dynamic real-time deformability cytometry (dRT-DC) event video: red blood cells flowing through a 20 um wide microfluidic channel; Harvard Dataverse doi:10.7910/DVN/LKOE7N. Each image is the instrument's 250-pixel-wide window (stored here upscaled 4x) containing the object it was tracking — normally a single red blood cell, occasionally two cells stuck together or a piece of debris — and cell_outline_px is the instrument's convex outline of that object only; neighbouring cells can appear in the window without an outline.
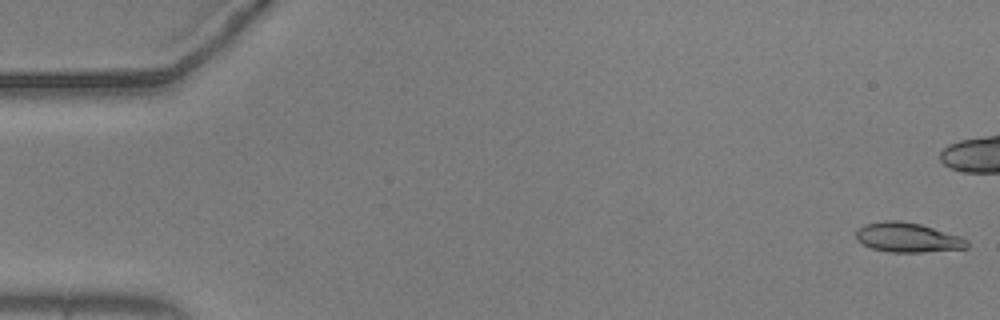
{"species": "common noctule bat (a hibernating species)", "species_latin": "Nyctalus noctula", "temperature_condition": "warm", "stored_images_in_passage": 24, "camera_frame_rate_fps": 3000, "um_per_image_px": 0.085, "animal": {"sex": "male", "body_mass_g": 20.5, "forearm_length_mm": 52.5}, "frame": {"image": 1, "passage_image": 1, "time_ms": 0.0, "image_size_px": [1000, 320], "cell_outline_px": [[968, 248], [924, 252], [888, 252], [872, 248], [856, 240], [856, 232], [864, 224], [884, 220], [900, 220], [920, 224], [960, 236], [968, 240]], "centroid_in_image_um": [77.15, 20.18], "position_along_channel_um": 7.9, "area_um2": 19.13}}
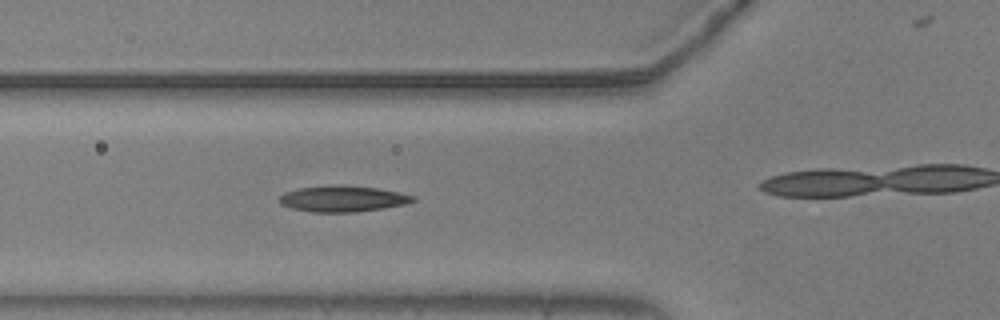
{"frame": {"image": 2, "passage_image": 20, "time_ms": 6.333, "image_size_px": [1000, 320], "cell_outline_px": [[416, 200], [404, 204], [384, 208], [356, 212], [312, 212], [292, 208], [280, 204], [280, 196], [284, 192], [300, 188], [340, 184], [380, 188], [416, 196]], "centroid_in_image_um": [29.16, 16.89], "position_along_channel_um": 96.6, "area_um2": 20.35}}